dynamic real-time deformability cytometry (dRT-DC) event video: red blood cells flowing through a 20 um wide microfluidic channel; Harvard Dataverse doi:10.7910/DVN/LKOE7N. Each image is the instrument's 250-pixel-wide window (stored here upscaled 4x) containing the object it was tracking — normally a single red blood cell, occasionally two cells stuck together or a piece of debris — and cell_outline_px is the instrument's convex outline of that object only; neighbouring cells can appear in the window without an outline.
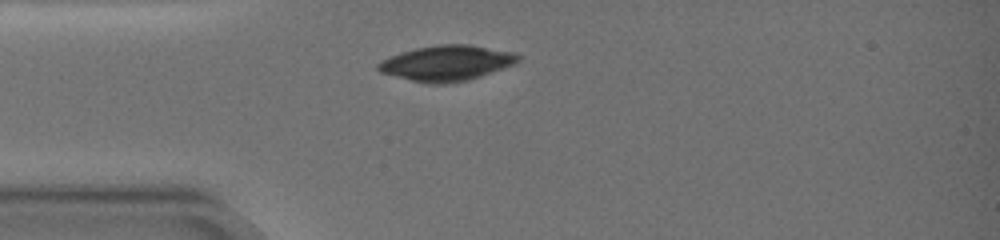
{"species": "common noctule bat (a hibernating species)", "species_latin": "Nyctalus noctula", "temperature_condition": "warm", "stored_images_in_passage": 19, "camera_frame_rate_fps": 3000, "um_per_image_px": 0.085, "animal": {"sex": "female", "body_mass_g": 19.0, "forearm_length_mm": 51.5}, "frame": {"image": 1, "passage_image": 1, "time_ms": 0.0, "image_size_px": [1000, 240], "cell_outline_px": [[520, 60], [516, 64], [468, 80], [448, 84], [428, 84], [380, 72], [376, 68], [376, 64], [380, 60], [400, 52], [416, 48], [440, 44], [468, 44], [516, 52], [520, 56]], "centroid_in_image_um": [37.98, 5.36], "position_along_channel_um": 47.0, "area_um2": 29.07}}
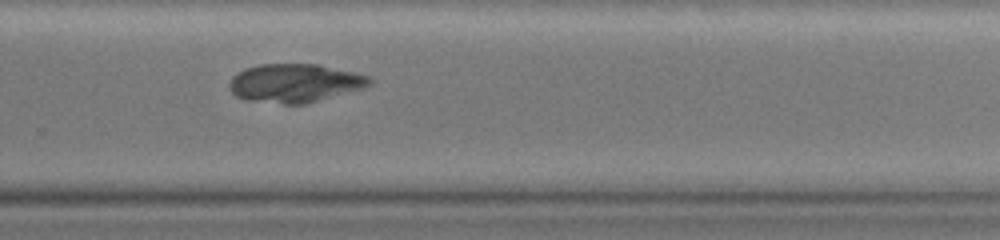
{"frame": {"image": 2, "passage_image": 14, "time_ms": 7.667, "image_size_px": [1000, 240], "cell_outline_px": [[376, 80], [372, 84], [364, 88], [304, 104], [284, 104], [248, 100], [236, 96], [228, 88], [228, 84], [232, 76], [244, 68], [260, 64], [320, 64], [356, 72], [372, 76]], "centroid_in_image_um": [25.1, 7.05], "position_along_channel_um": 304.7, "area_um2": 31.91}}
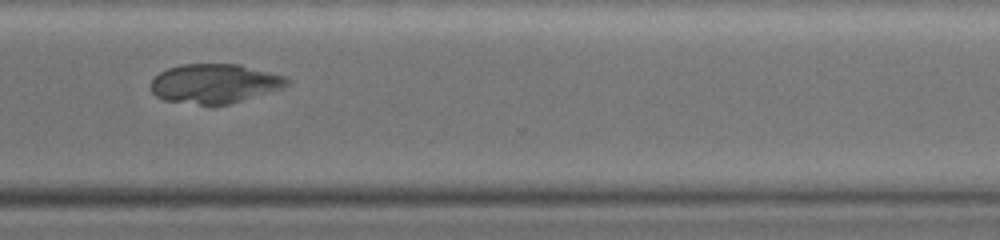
{"frame": {"image": 3, "passage_image": 16, "time_ms": 9.0, "image_size_px": [1000, 240], "cell_outline_px": [[292, 84], [284, 88], [228, 104], [212, 108], [164, 100], [156, 96], [152, 92], [152, 80], [160, 72], [168, 68], [180, 64], [240, 64], [288, 76], [292, 80]], "centroid_in_image_um": [18.3, 7.12], "position_along_channel_um": 352.3, "area_um2": 32.08}}